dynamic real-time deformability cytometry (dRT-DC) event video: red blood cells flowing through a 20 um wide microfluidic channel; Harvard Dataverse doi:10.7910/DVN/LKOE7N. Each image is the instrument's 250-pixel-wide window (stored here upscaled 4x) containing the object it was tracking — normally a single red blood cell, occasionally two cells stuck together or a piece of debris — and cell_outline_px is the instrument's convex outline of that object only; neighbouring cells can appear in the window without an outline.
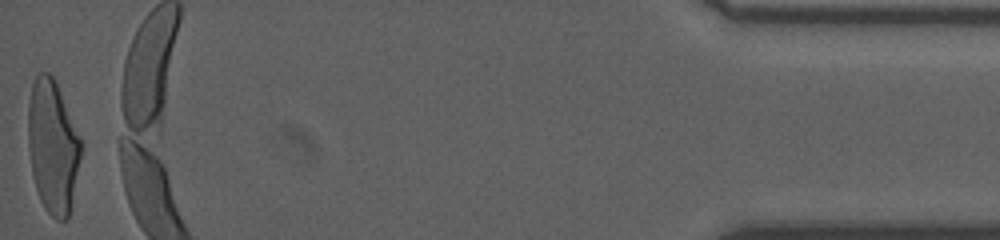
{"species": "human", "species_latin": "Homo sapiens", "temperature_condition": "room temperature", "stored_images_in_passage": 27, "camera_frame_rate_fps": 3000, "um_per_image_px": 0.085, "donor": {"sex": "male"}, "frame": {"image": 1, "passage_image": 27, "time_ms": 12.667, "image_size_px": [1000, 240], "cell_outline_px": [[80, 156], [72, 208], [68, 220], [56, 220], [44, 208], [40, 200], [36, 188], [32, 172], [28, 144], [28, 104], [32, 84], [36, 76], [40, 72], [48, 72], [56, 80], [80, 136]], "centroid_in_image_um": [4.48, 12.46], "position_along_channel_um": 430.7, "area_um2": 41.15}, "authors_computed_cell_mechanics": {"area_um2": 41.1536, "velocity_mm_per_s": 3.8777, "shape_relaxation_time_tau1_ms": 7.0513, "shape_relaxation_time_tau2_ms": 0.7167, "deformation_change_tau1": 0.2485, "deformation_change_tau2": 0.081}}